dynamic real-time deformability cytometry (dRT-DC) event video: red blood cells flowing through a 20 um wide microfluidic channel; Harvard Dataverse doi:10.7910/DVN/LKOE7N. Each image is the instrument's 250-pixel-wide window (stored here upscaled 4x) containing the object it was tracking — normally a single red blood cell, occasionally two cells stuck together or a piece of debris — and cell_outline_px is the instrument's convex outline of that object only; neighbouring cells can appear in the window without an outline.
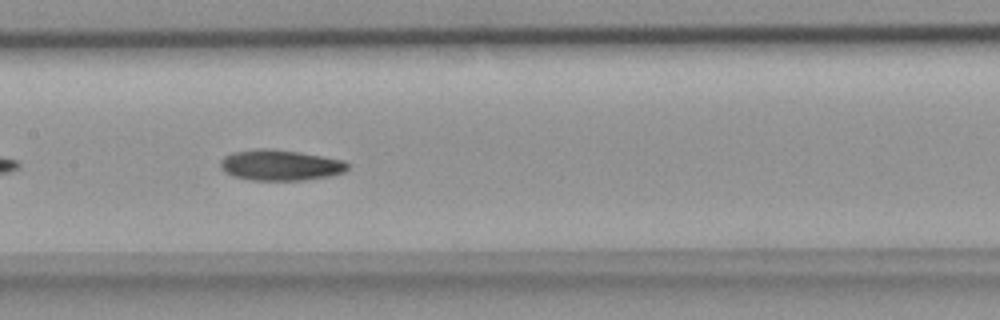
{"species": "common noctule bat (a hibernating species)", "species_latin": "Nyctalus noctula", "temperature_condition": "room temperature", "stored_images_in_passage": 35, "camera_frame_rate_fps": 3000, "um_per_image_px": 0.085, "animal": {"sex": "female", "body_mass_g": 18.4}, "frame": {"image": 1, "passage_image": 10, "time_ms": 3.0, "image_size_px": [1000, 320], "cell_outline_px": [[348, 168], [344, 172], [328, 176], [304, 180], [252, 180], [232, 176], [224, 172], [220, 168], [220, 160], [224, 156], [232, 152], [260, 148], [268, 148], [300, 152], [344, 160], [348, 164]], "centroid_in_image_um": [23.79, 14.03], "position_along_channel_um": 183.6, "area_um2": 22.89}}
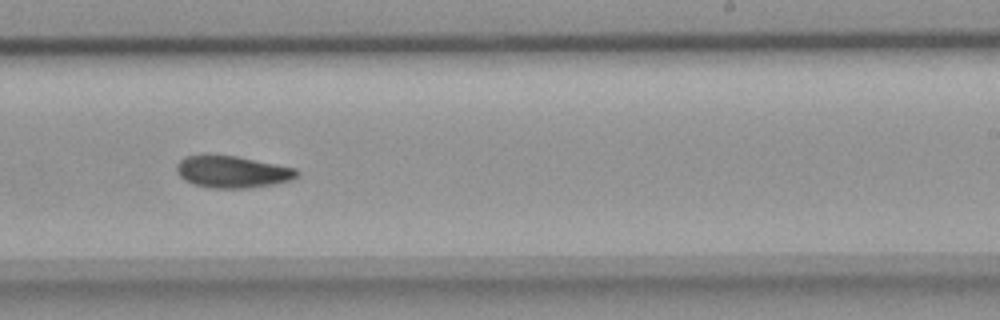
{"frame": {"image": 2, "passage_image": 16, "time_ms": 5.0, "image_size_px": [1000, 320], "cell_outline_px": [[300, 172], [292, 180], [276, 184], [248, 188], [208, 188], [192, 184], [184, 180], [176, 172], [176, 164], [184, 156], [236, 156], [296, 168]], "centroid_in_image_um": [19.75, 14.63], "position_along_channel_um": 269.3, "area_um2": 22.37}}
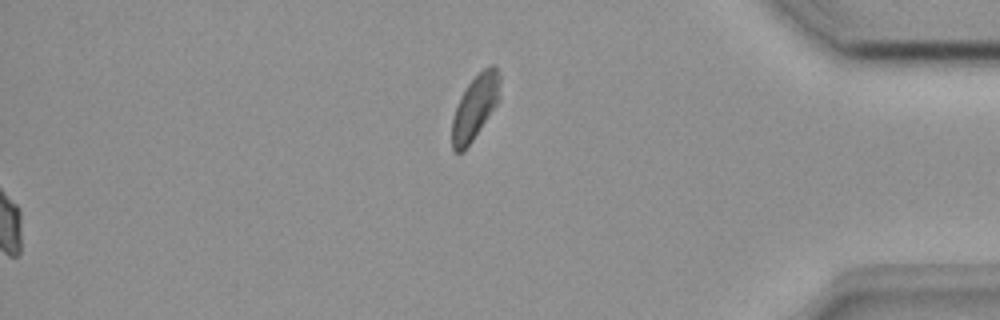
{"frame": {"image": 3, "passage_image": 35, "time_ms": 11.333, "image_size_px": [1000, 320], "cell_outline_px": [[500, 100], [464, 152], [456, 152], [452, 148], [452, 116], [460, 96], [468, 84], [484, 68], [492, 64], [496, 64], [500, 76]], "centroid_in_image_um": [40.39, 9.09], "position_along_channel_um": 394.8, "area_um2": 18.09}}